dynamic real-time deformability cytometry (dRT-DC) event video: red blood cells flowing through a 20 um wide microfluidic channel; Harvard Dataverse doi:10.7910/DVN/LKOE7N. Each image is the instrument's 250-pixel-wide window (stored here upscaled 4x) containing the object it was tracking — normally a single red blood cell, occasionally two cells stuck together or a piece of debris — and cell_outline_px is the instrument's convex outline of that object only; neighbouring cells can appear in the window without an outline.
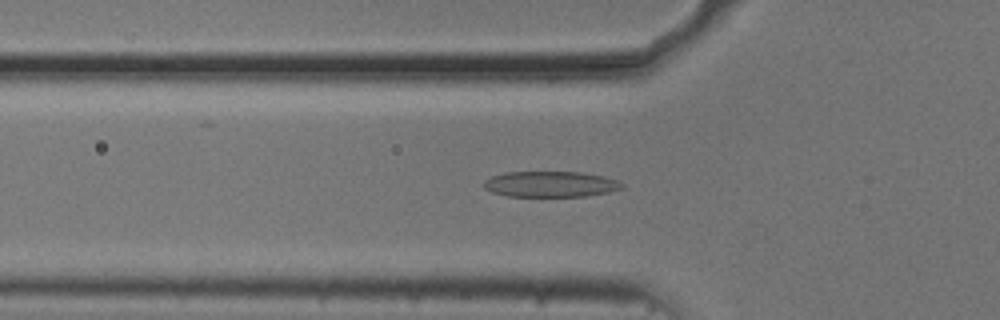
{"species": "common noctule bat (a hibernating species)", "species_latin": "Nyctalus noctula", "temperature_condition": "cold", "stored_images_in_passage": 54, "camera_frame_rate_fps": 3000, "um_per_image_px": 0.085, "animal": {"sex": "male", "body_mass_g": 20.5, "forearm_length_mm": 52.5}, "frame": {"image": 1, "passage_image": 18, "time_ms": 5.667, "image_size_px": [1000, 320], "cell_outline_px": [[624, 188], [608, 192], [584, 196], [508, 196], [492, 192], [484, 188], [484, 180], [492, 176], [504, 172], [580, 172], [604, 176], [616, 180], [624, 184]], "centroid_in_image_um": [46.79, 15.65], "position_along_channel_um": 79.0, "area_um2": 20.69}}
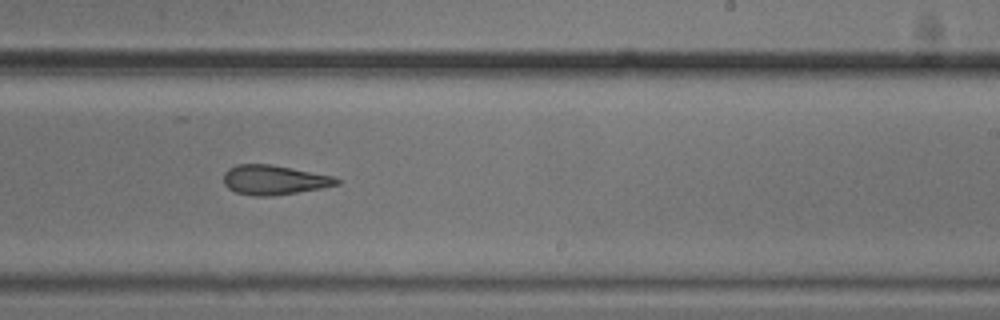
{"frame": {"image": 2, "passage_image": 33, "time_ms": 10.667, "image_size_px": [1000, 320], "cell_outline_px": [[340, 184], [320, 188], [272, 196], [252, 196], [236, 192], [228, 188], [224, 184], [224, 172], [228, 168], [236, 164], [272, 164], [332, 176], [340, 180]], "centroid_in_image_um": [23.25, 15.29], "position_along_channel_um": 265.7, "area_um2": 19.42}}
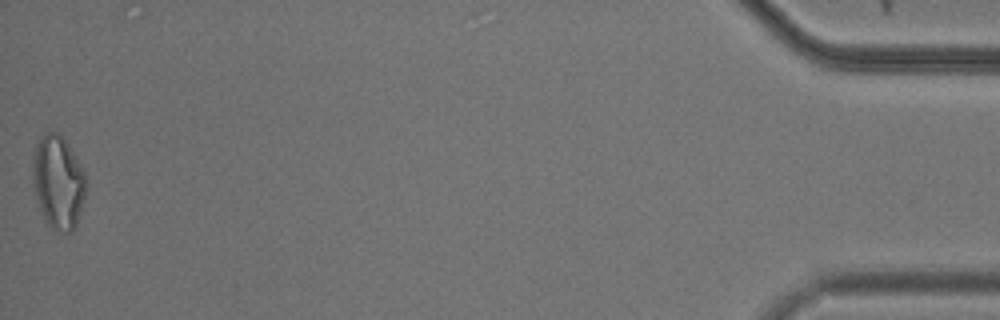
{"frame": {"image": 3, "passage_image": 54, "time_ms": 17.667, "image_size_px": [1000, 320], "cell_outline_px": [[88, 188], [76, 228], [72, 232], [60, 232], [52, 228], [44, 220], [32, 184], [32, 160], [36, 144], [48, 132], [60, 132], [68, 144], [84, 172], [88, 184]], "centroid_in_image_um": [4.97, 15.52], "position_along_channel_um": 430.2, "area_um2": 29.36}, "authors_computed_cell_mechanics": {"area_um2": 21.3282, "velocity_mm_per_s": 3.7161, "shape_relaxation_time_tau1_ms": 5.6393, "shape_relaxation_time_tau2_ms": 3.1751, "deformation_change_tau1": 0.1691, "deformation_change_tau2": 0.136}}